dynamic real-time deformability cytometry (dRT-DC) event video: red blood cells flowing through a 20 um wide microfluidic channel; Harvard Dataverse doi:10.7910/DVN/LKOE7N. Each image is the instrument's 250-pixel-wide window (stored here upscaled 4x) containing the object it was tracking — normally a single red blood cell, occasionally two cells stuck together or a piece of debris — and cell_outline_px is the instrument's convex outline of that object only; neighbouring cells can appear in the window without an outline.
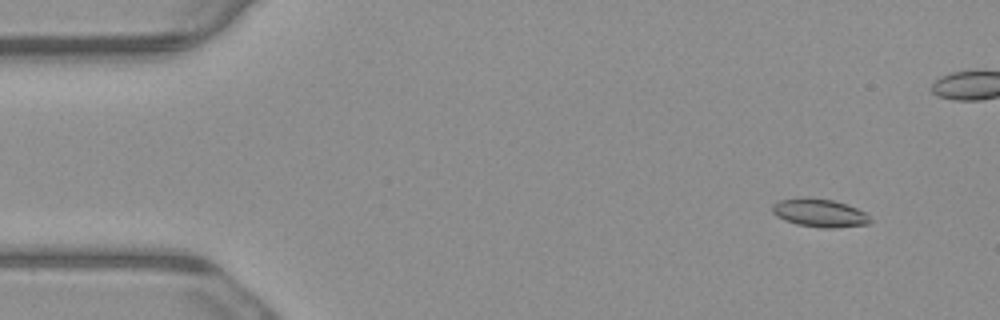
{"species": "common noctule bat (a hibernating species)", "species_latin": "Nyctalus noctula", "temperature_condition": "warm", "stored_images_in_passage": 4, "camera_frame_rate_fps": 3000, "um_per_image_px": 0.085, "animal": {"sex": "male", "body_mass_g": 23.1, "forearm_length_mm": 52.7}, "frame": {"image": 1, "passage_image": 1, "time_ms": 0.0, "image_size_px": [1000, 320], "cell_outline_px": [[872, 220], [868, 224], [836, 228], [820, 228], [796, 224], [784, 220], [776, 216], [772, 212], [772, 204], [780, 200], [804, 196], [808, 196], [832, 200], [848, 204], [864, 212]], "centroid_in_image_um": [69.63, 18.09], "position_along_channel_um": 15.4, "area_um2": 16.36}}